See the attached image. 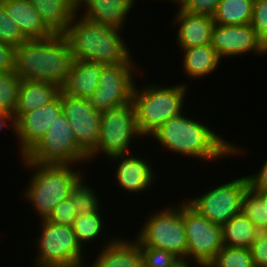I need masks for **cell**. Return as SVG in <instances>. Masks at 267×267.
Segmentation results:
<instances>
[{"label":"cell","mask_w":267,"mask_h":267,"mask_svg":"<svg viewBox=\"0 0 267 267\" xmlns=\"http://www.w3.org/2000/svg\"><path fill=\"white\" fill-rule=\"evenodd\" d=\"M186 113V114H185ZM184 111L177 117L170 118L163 123L150 136L155 139L164 150L172 153L201 159V161H215L217 159L237 156L246 153V148L238 147L228 140H224L223 135L217 134L201 120L189 117ZM194 118V119H193Z\"/></svg>","instance_id":"1"},{"label":"cell","mask_w":267,"mask_h":267,"mask_svg":"<svg viewBox=\"0 0 267 267\" xmlns=\"http://www.w3.org/2000/svg\"><path fill=\"white\" fill-rule=\"evenodd\" d=\"M73 54L63 35L27 40L15 48L13 72L21 80L63 86L73 63Z\"/></svg>","instance_id":"2"},{"label":"cell","mask_w":267,"mask_h":267,"mask_svg":"<svg viewBox=\"0 0 267 267\" xmlns=\"http://www.w3.org/2000/svg\"><path fill=\"white\" fill-rule=\"evenodd\" d=\"M78 13L71 19L63 34L69 43L74 60L106 65L135 61L122 37L121 30L92 22Z\"/></svg>","instance_id":"3"},{"label":"cell","mask_w":267,"mask_h":267,"mask_svg":"<svg viewBox=\"0 0 267 267\" xmlns=\"http://www.w3.org/2000/svg\"><path fill=\"white\" fill-rule=\"evenodd\" d=\"M21 159L23 162L20 163L32 172L23 197L33 206L39 219H45L55 206L68 198L73 187L85 175L84 171L75 169L76 165L39 164L24 157Z\"/></svg>","instance_id":"4"},{"label":"cell","mask_w":267,"mask_h":267,"mask_svg":"<svg viewBox=\"0 0 267 267\" xmlns=\"http://www.w3.org/2000/svg\"><path fill=\"white\" fill-rule=\"evenodd\" d=\"M187 88V83L183 82L171 87L151 83L145 87L135 85L132 103L143 138H149L163 123L185 111L184 100L189 91Z\"/></svg>","instance_id":"5"},{"label":"cell","mask_w":267,"mask_h":267,"mask_svg":"<svg viewBox=\"0 0 267 267\" xmlns=\"http://www.w3.org/2000/svg\"><path fill=\"white\" fill-rule=\"evenodd\" d=\"M147 216L135 240L140 247L164 249L175 254L187 266V236L184 227V201ZM175 206V207H174Z\"/></svg>","instance_id":"6"},{"label":"cell","mask_w":267,"mask_h":267,"mask_svg":"<svg viewBox=\"0 0 267 267\" xmlns=\"http://www.w3.org/2000/svg\"><path fill=\"white\" fill-rule=\"evenodd\" d=\"M40 221L41 230L38 239L34 241L37 256L34 258L33 266L85 267L84 262L87 257L72 227L54 225L46 219Z\"/></svg>","instance_id":"7"},{"label":"cell","mask_w":267,"mask_h":267,"mask_svg":"<svg viewBox=\"0 0 267 267\" xmlns=\"http://www.w3.org/2000/svg\"><path fill=\"white\" fill-rule=\"evenodd\" d=\"M141 137L143 135L138 129L132 101L126 105L102 111L99 139L95 149L88 155V163L100 154L110 159L113 156L131 153L130 148L134 139L141 140Z\"/></svg>","instance_id":"8"},{"label":"cell","mask_w":267,"mask_h":267,"mask_svg":"<svg viewBox=\"0 0 267 267\" xmlns=\"http://www.w3.org/2000/svg\"><path fill=\"white\" fill-rule=\"evenodd\" d=\"M24 158L39 164L77 166L88 163V155L78 146L71 125L63 113Z\"/></svg>","instance_id":"9"},{"label":"cell","mask_w":267,"mask_h":267,"mask_svg":"<svg viewBox=\"0 0 267 267\" xmlns=\"http://www.w3.org/2000/svg\"><path fill=\"white\" fill-rule=\"evenodd\" d=\"M249 189L245 176L212 186L195 198H185L186 202L211 223L223 226L233 216L242 212V200Z\"/></svg>","instance_id":"10"},{"label":"cell","mask_w":267,"mask_h":267,"mask_svg":"<svg viewBox=\"0 0 267 267\" xmlns=\"http://www.w3.org/2000/svg\"><path fill=\"white\" fill-rule=\"evenodd\" d=\"M184 227L187 267L192 262L197 267H207L223 247L222 226L211 223L184 201Z\"/></svg>","instance_id":"11"},{"label":"cell","mask_w":267,"mask_h":267,"mask_svg":"<svg viewBox=\"0 0 267 267\" xmlns=\"http://www.w3.org/2000/svg\"><path fill=\"white\" fill-rule=\"evenodd\" d=\"M137 67L136 62L105 65L94 95L89 99L91 105L105 111L130 103L137 83L134 78L143 72Z\"/></svg>","instance_id":"12"},{"label":"cell","mask_w":267,"mask_h":267,"mask_svg":"<svg viewBox=\"0 0 267 267\" xmlns=\"http://www.w3.org/2000/svg\"><path fill=\"white\" fill-rule=\"evenodd\" d=\"M61 104L78 146L89 155L99 139L102 111L96 110L89 99L70 97L62 92Z\"/></svg>","instance_id":"13"},{"label":"cell","mask_w":267,"mask_h":267,"mask_svg":"<svg viewBox=\"0 0 267 267\" xmlns=\"http://www.w3.org/2000/svg\"><path fill=\"white\" fill-rule=\"evenodd\" d=\"M210 44L221 59L223 57H232L233 59L235 56H242L246 53L260 57H263L264 54L267 55V49L259 40L251 23L246 25L215 23Z\"/></svg>","instance_id":"14"},{"label":"cell","mask_w":267,"mask_h":267,"mask_svg":"<svg viewBox=\"0 0 267 267\" xmlns=\"http://www.w3.org/2000/svg\"><path fill=\"white\" fill-rule=\"evenodd\" d=\"M62 114L61 91L49 104L28 113H14L16 135L19 142L18 154L24 157L44 136ZM20 152V153H19Z\"/></svg>","instance_id":"15"},{"label":"cell","mask_w":267,"mask_h":267,"mask_svg":"<svg viewBox=\"0 0 267 267\" xmlns=\"http://www.w3.org/2000/svg\"><path fill=\"white\" fill-rule=\"evenodd\" d=\"M110 161H114L117 166H114V174L117 181V186L129 193H142L150 189L156 182V175L152 166V161L144 160L143 157L128 153L120 156H113ZM116 161V162H115ZM155 174V175H154Z\"/></svg>","instance_id":"16"},{"label":"cell","mask_w":267,"mask_h":267,"mask_svg":"<svg viewBox=\"0 0 267 267\" xmlns=\"http://www.w3.org/2000/svg\"><path fill=\"white\" fill-rule=\"evenodd\" d=\"M136 0H77L78 12L86 19L122 31ZM84 8V10L82 9Z\"/></svg>","instance_id":"17"},{"label":"cell","mask_w":267,"mask_h":267,"mask_svg":"<svg viewBox=\"0 0 267 267\" xmlns=\"http://www.w3.org/2000/svg\"><path fill=\"white\" fill-rule=\"evenodd\" d=\"M120 237L105 241L96 259L88 267H143L139 243L135 239L129 241L128 238Z\"/></svg>","instance_id":"18"},{"label":"cell","mask_w":267,"mask_h":267,"mask_svg":"<svg viewBox=\"0 0 267 267\" xmlns=\"http://www.w3.org/2000/svg\"><path fill=\"white\" fill-rule=\"evenodd\" d=\"M172 23L177 28V45L180 49L203 46L211 43L212 30L215 25L213 17L194 15L182 11L179 7Z\"/></svg>","instance_id":"19"},{"label":"cell","mask_w":267,"mask_h":267,"mask_svg":"<svg viewBox=\"0 0 267 267\" xmlns=\"http://www.w3.org/2000/svg\"><path fill=\"white\" fill-rule=\"evenodd\" d=\"M105 65L93 61L73 60L66 81L60 88L61 92L70 97L90 99Z\"/></svg>","instance_id":"20"},{"label":"cell","mask_w":267,"mask_h":267,"mask_svg":"<svg viewBox=\"0 0 267 267\" xmlns=\"http://www.w3.org/2000/svg\"><path fill=\"white\" fill-rule=\"evenodd\" d=\"M0 3L28 40L47 39L53 35L29 0H0Z\"/></svg>","instance_id":"21"},{"label":"cell","mask_w":267,"mask_h":267,"mask_svg":"<svg viewBox=\"0 0 267 267\" xmlns=\"http://www.w3.org/2000/svg\"><path fill=\"white\" fill-rule=\"evenodd\" d=\"M53 35H63L78 12L77 0H29Z\"/></svg>","instance_id":"22"},{"label":"cell","mask_w":267,"mask_h":267,"mask_svg":"<svg viewBox=\"0 0 267 267\" xmlns=\"http://www.w3.org/2000/svg\"><path fill=\"white\" fill-rule=\"evenodd\" d=\"M181 51L183 52L182 71L193 80L205 78L212 72H216L222 61L211 44L181 49Z\"/></svg>","instance_id":"23"},{"label":"cell","mask_w":267,"mask_h":267,"mask_svg":"<svg viewBox=\"0 0 267 267\" xmlns=\"http://www.w3.org/2000/svg\"><path fill=\"white\" fill-rule=\"evenodd\" d=\"M60 88L49 82L22 80L17 107L14 113H28L52 102Z\"/></svg>","instance_id":"24"},{"label":"cell","mask_w":267,"mask_h":267,"mask_svg":"<svg viewBox=\"0 0 267 267\" xmlns=\"http://www.w3.org/2000/svg\"><path fill=\"white\" fill-rule=\"evenodd\" d=\"M259 230L240 212L222 226L223 246L249 249Z\"/></svg>","instance_id":"25"},{"label":"cell","mask_w":267,"mask_h":267,"mask_svg":"<svg viewBox=\"0 0 267 267\" xmlns=\"http://www.w3.org/2000/svg\"><path fill=\"white\" fill-rule=\"evenodd\" d=\"M254 0H221L213 20L221 25H246L252 22Z\"/></svg>","instance_id":"26"},{"label":"cell","mask_w":267,"mask_h":267,"mask_svg":"<svg viewBox=\"0 0 267 267\" xmlns=\"http://www.w3.org/2000/svg\"><path fill=\"white\" fill-rule=\"evenodd\" d=\"M101 211L100 209L98 212L86 213L75 218L72 224V230L82 248H85L88 242H96V240H99L98 237L101 238L100 235L105 233L103 232L105 230V222Z\"/></svg>","instance_id":"27"},{"label":"cell","mask_w":267,"mask_h":267,"mask_svg":"<svg viewBox=\"0 0 267 267\" xmlns=\"http://www.w3.org/2000/svg\"><path fill=\"white\" fill-rule=\"evenodd\" d=\"M242 212L259 231H267V191L248 189L243 196Z\"/></svg>","instance_id":"28"},{"label":"cell","mask_w":267,"mask_h":267,"mask_svg":"<svg viewBox=\"0 0 267 267\" xmlns=\"http://www.w3.org/2000/svg\"><path fill=\"white\" fill-rule=\"evenodd\" d=\"M22 80L10 72H0V111L14 114Z\"/></svg>","instance_id":"29"},{"label":"cell","mask_w":267,"mask_h":267,"mask_svg":"<svg viewBox=\"0 0 267 267\" xmlns=\"http://www.w3.org/2000/svg\"><path fill=\"white\" fill-rule=\"evenodd\" d=\"M84 177L72 189V204L74 205L77 216L90 212H98L101 209L98 193L84 182L86 180Z\"/></svg>","instance_id":"30"},{"label":"cell","mask_w":267,"mask_h":267,"mask_svg":"<svg viewBox=\"0 0 267 267\" xmlns=\"http://www.w3.org/2000/svg\"><path fill=\"white\" fill-rule=\"evenodd\" d=\"M207 267H255V264L250 249L223 246Z\"/></svg>","instance_id":"31"},{"label":"cell","mask_w":267,"mask_h":267,"mask_svg":"<svg viewBox=\"0 0 267 267\" xmlns=\"http://www.w3.org/2000/svg\"><path fill=\"white\" fill-rule=\"evenodd\" d=\"M143 267H184L183 261L172 252L154 247H140Z\"/></svg>","instance_id":"32"},{"label":"cell","mask_w":267,"mask_h":267,"mask_svg":"<svg viewBox=\"0 0 267 267\" xmlns=\"http://www.w3.org/2000/svg\"><path fill=\"white\" fill-rule=\"evenodd\" d=\"M27 40L0 3V42L16 48Z\"/></svg>","instance_id":"33"},{"label":"cell","mask_w":267,"mask_h":267,"mask_svg":"<svg viewBox=\"0 0 267 267\" xmlns=\"http://www.w3.org/2000/svg\"><path fill=\"white\" fill-rule=\"evenodd\" d=\"M77 217L76 210L72 204L71 195L61 201L53 211L45 218L48 222L54 225H61L66 227H72V224Z\"/></svg>","instance_id":"34"},{"label":"cell","mask_w":267,"mask_h":267,"mask_svg":"<svg viewBox=\"0 0 267 267\" xmlns=\"http://www.w3.org/2000/svg\"><path fill=\"white\" fill-rule=\"evenodd\" d=\"M251 25L267 49V0H254Z\"/></svg>","instance_id":"35"},{"label":"cell","mask_w":267,"mask_h":267,"mask_svg":"<svg viewBox=\"0 0 267 267\" xmlns=\"http://www.w3.org/2000/svg\"><path fill=\"white\" fill-rule=\"evenodd\" d=\"M221 0H181L177 4L182 11L194 15L213 17Z\"/></svg>","instance_id":"36"},{"label":"cell","mask_w":267,"mask_h":267,"mask_svg":"<svg viewBox=\"0 0 267 267\" xmlns=\"http://www.w3.org/2000/svg\"><path fill=\"white\" fill-rule=\"evenodd\" d=\"M249 249L255 267H267V231H259Z\"/></svg>","instance_id":"37"},{"label":"cell","mask_w":267,"mask_h":267,"mask_svg":"<svg viewBox=\"0 0 267 267\" xmlns=\"http://www.w3.org/2000/svg\"><path fill=\"white\" fill-rule=\"evenodd\" d=\"M259 172L246 175L248 186L251 191H267V159L261 165Z\"/></svg>","instance_id":"38"},{"label":"cell","mask_w":267,"mask_h":267,"mask_svg":"<svg viewBox=\"0 0 267 267\" xmlns=\"http://www.w3.org/2000/svg\"><path fill=\"white\" fill-rule=\"evenodd\" d=\"M15 48L0 42V72H10L14 68Z\"/></svg>","instance_id":"39"},{"label":"cell","mask_w":267,"mask_h":267,"mask_svg":"<svg viewBox=\"0 0 267 267\" xmlns=\"http://www.w3.org/2000/svg\"><path fill=\"white\" fill-rule=\"evenodd\" d=\"M4 126H9V127L11 126L12 127L11 131L12 132L14 131V133H12V134L16 135L15 116L13 114H9V113H5V112L0 111V130H2V128H6Z\"/></svg>","instance_id":"40"},{"label":"cell","mask_w":267,"mask_h":267,"mask_svg":"<svg viewBox=\"0 0 267 267\" xmlns=\"http://www.w3.org/2000/svg\"><path fill=\"white\" fill-rule=\"evenodd\" d=\"M169 1L170 2L172 1V3L174 2V4L176 3V5H177V3L179 4L181 0H169Z\"/></svg>","instance_id":"41"}]
</instances>
